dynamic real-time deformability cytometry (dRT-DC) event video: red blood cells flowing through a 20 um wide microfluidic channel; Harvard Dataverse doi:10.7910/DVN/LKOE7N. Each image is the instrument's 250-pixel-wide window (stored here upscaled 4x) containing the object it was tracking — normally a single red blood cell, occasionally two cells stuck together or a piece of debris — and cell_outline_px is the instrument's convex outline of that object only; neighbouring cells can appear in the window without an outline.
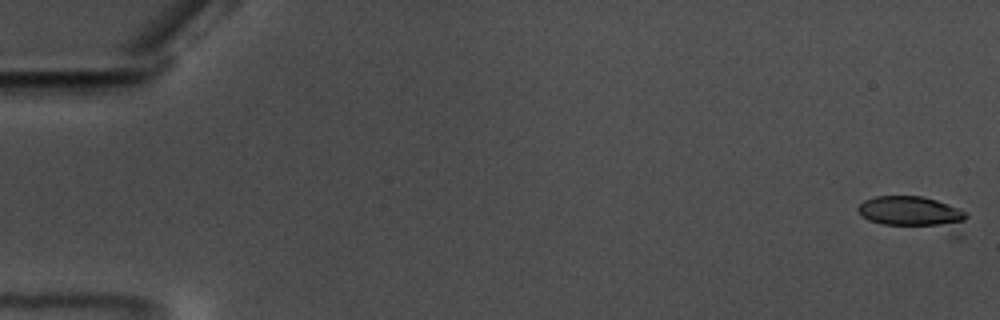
{"species": "common noctule bat (a hibernating species)", "species_latin": "Nyctalus noctula", "temperature_condition": "warm", "stored_images_in_passage": 8, "camera_frame_rate_fps": 3000, "um_per_image_px": 0.085, "animal": {"sex": "male", "body_mass_g": 17.5, "forearm_length_mm": 52.3}, "frame": {"image": 1, "passage_image": 1, "time_ms": 0.0, "image_size_px": [1000, 320], "cell_outline_px": [[968, 216], [956, 240], [884, 224], [868, 220], [856, 208], [864, 200], [876, 196], [920, 196], [936, 200], [948, 204], [964, 212]], "centroid_in_image_um": [77.79, 18.25], "position_along_channel_um": 7.2, "area_um2": 22.77}}